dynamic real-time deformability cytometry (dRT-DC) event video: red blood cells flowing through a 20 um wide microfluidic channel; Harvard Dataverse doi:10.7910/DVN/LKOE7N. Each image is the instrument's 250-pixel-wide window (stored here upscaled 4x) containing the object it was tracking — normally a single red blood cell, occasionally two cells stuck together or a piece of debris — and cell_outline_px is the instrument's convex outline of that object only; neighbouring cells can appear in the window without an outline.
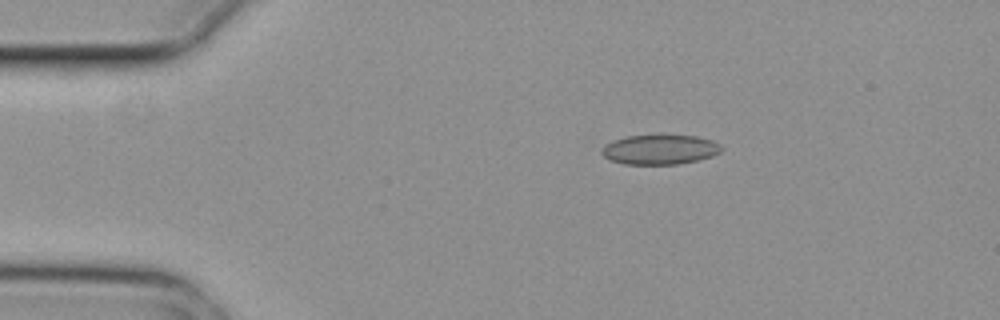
{"species": "common noctule bat (a hibernating species)", "species_latin": "Nyctalus noctula", "temperature_condition": "cold", "stored_images_in_passage": 8, "camera_frame_rate_fps": 3000, "um_per_image_px": 0.085, "animal": {"sex": "female", "body_mass_g": 29.2, "forearm_length_mm": 56.3}, "frame": {"image": 1, "passage_image": 2, "time_ms": 0.333, "image_size_px": [1000, 320], "cell_outline_px": [[724, 148], [720, 152], [712, 156], [680, 164], [624, 164], [608, 160], [600, 152], [600, 148], [604, 144], [612, 140], [628, 136], [696, 136], [712, 140], [720, 144]], "centroid_in_image_um": [56.05, 12.72], "position_along_channel_um": 28.9, "area_um2": 20.75}}
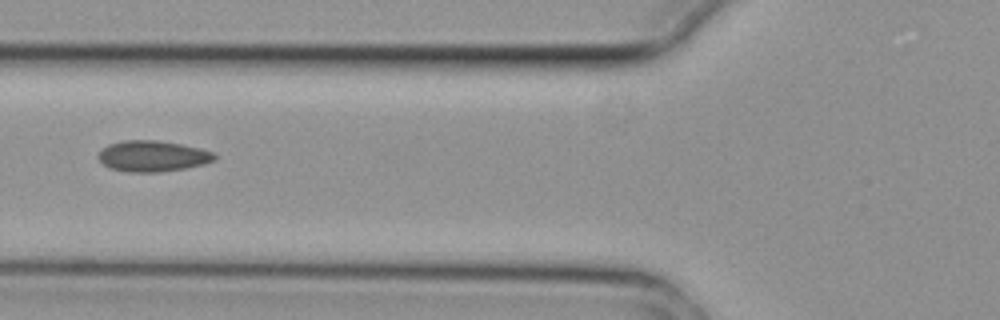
{"frame": {"image": 2, "passage_image": 5, "time_ms": 1.333, "image_size_px": [1000, 320], "cell_outline_px": [[216, 160], [204, 164], [184, 168], [160, 172], [128, 172], [108, 168], [96, 156], [108, 144], [124, 140], [156, 140], [180, 144], [200, 148], [212, 152], [216, 156]], "centroid_in_image_um": [12.96, 13.27], "position_along_channel_um": 112.8, "area_um2": 20.92}}
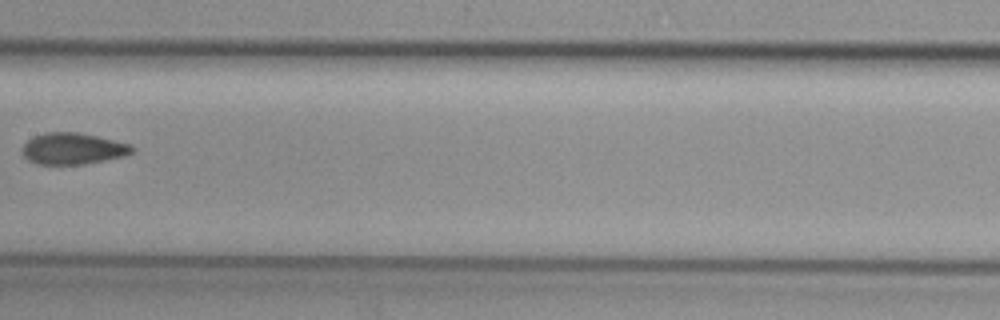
{"frame": {"image": 3, "passage_image": 7, "time_ms": 2.0, "image_size_px": [1000, 320], "cell_outline_px": [[136, 148], [132, 152], [124, 156], [84, 164], [36, 164], [28, 160], [24, 156], [24, 144], [28, 140], [36, 136], [48, 132], [76, 132], [96, 136], [132, 144]], "centroid_in_image_um": [6.23, 12.64], "position_along_channel_um": 201.2, "area_um2": 19.88}}